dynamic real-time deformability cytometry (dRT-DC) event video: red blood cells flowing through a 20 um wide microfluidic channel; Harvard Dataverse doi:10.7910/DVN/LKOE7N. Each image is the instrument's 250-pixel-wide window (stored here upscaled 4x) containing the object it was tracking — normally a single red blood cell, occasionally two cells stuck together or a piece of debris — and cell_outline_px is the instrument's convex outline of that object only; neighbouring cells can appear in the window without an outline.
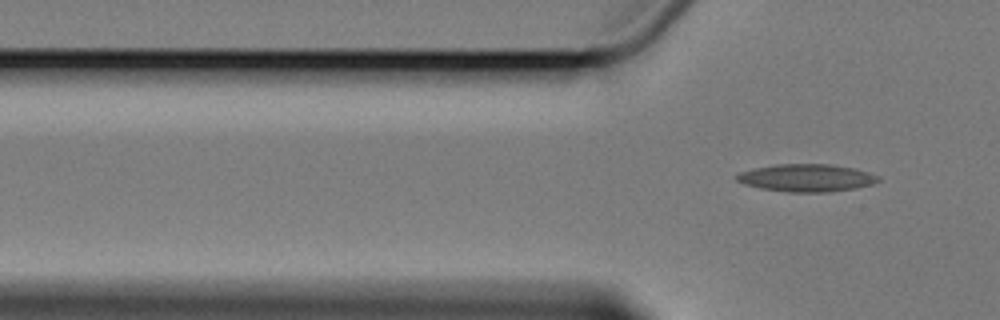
{"species": "Egyptian fruit bat (a non-hibernating species)", "species_latin": "Rousettus aegyptiacus", "temperature_condition": "cold", "stored_images_in_passage": 6, "camera_frame_rate_fps": 3000, "um_per_image_px": 0.085, "animal": {"sex": "female"}, "frame": {"image": 1, "passage_image": 6, "time_ms": 7.0, "image_size_px": [1000, 320], "cell_outline_px": [[880, 180], [872, 184], [856, 188], [828, 192], [788, 192], [760, 188], [744, 184], [736, 180], [736, 176], [740, 172], [756, 168], [776, 164], [828, 164], [856, 168], [880, 176]], "centroid_in_image_um": [68.58, 15.12], "position_along_channel_um": 57.2, "area_um2": 22.72}}